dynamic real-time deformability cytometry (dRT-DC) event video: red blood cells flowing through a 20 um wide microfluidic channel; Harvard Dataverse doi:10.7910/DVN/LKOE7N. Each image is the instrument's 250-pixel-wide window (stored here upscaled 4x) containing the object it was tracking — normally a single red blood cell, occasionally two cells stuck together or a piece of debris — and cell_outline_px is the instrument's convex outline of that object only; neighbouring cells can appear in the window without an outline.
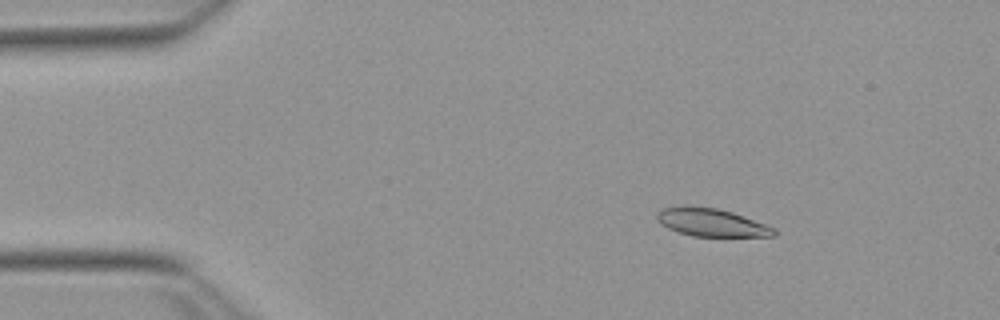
{"species": "Egyptian fruit bat (a non-hibernating species)", "species_latin": "Rousettus aegyptiacus", "temperature_condition": "warm", "stored_images_in_passage": 46, "camera_frame_rate_fps": 3000, "um_per_image_px": 0.085, "animal": {"sex": "female"}, "frame": {"image": 1, "passage_image": 1, "time_ms": 0.0, "image_size_px": [1000, 320], "cell_outline_px": [[776, 236], [692, 236], [668, 228], [660, 224], [656, 220], [656, 212], [660, 208], [684, 204], [716, 208], [732, 212], [744, 216], [776, 228]], "centroid_in_image_um": [60.41, 18.88], "position_along_channel_um": 24.6, "area_um2": 19.36}}
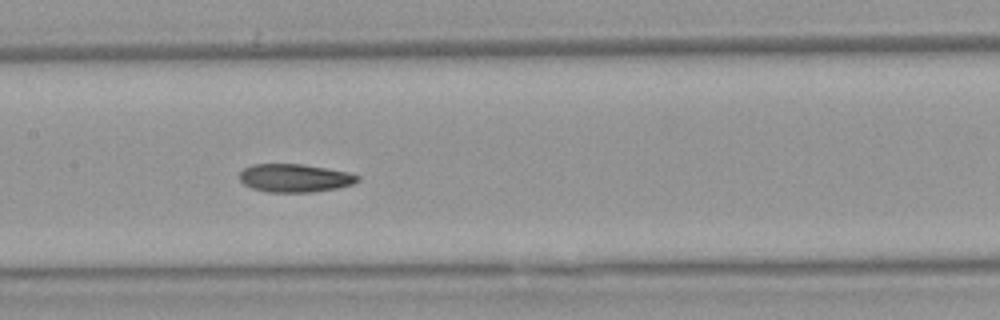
{"frame": {"image": 2, "passage_image": 19, "time_ms": 6.0, "image_size_px": [1000, 320], "cell_outline_px": [[360, 180], [352, 184], [336, 188], [312, 192], [268, 192], [252, 188], [244, 184], [240, 180], [240, 172], [244, 168], [252, 164], [304, 164], [348, 172], [360, 176]], "centroid_in_image_um": [25.05, 15.13], "position_along_channel_um": 182.3, "area_um2": 19.36}}
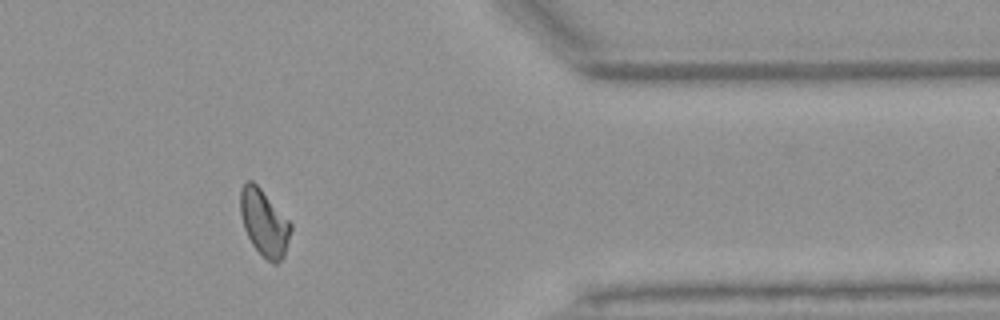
{"frame": {"image": 3, "passage_image": 37, "time_ms": 12.0, "image_size_px": [1000, 320], "cell_outline_px": [[292, 228], [284, 256], [276, 264], [272, 264], [252, 244], [244, 228], [240, 212], [240, 192], [244, 184], [248, 180], [252, 180], [260, 188], [292, 224]], "centroid_in_image_um": [22.45, 18.93], "position_along_channel_um": 388.9, "area_um2": 19.19}, "authors_computed_cell_mechanics": {"area_um2": 19.4786, "velocity_mm_per_s": 3.8201, "shape_relaxation_time_tau1_ms": 6.7187, "shape_relaxation_time_tau2_ms": 4.3949, "deformation_change_tau1": 0.1685, "deformation_change_tau2": 0.1075}}